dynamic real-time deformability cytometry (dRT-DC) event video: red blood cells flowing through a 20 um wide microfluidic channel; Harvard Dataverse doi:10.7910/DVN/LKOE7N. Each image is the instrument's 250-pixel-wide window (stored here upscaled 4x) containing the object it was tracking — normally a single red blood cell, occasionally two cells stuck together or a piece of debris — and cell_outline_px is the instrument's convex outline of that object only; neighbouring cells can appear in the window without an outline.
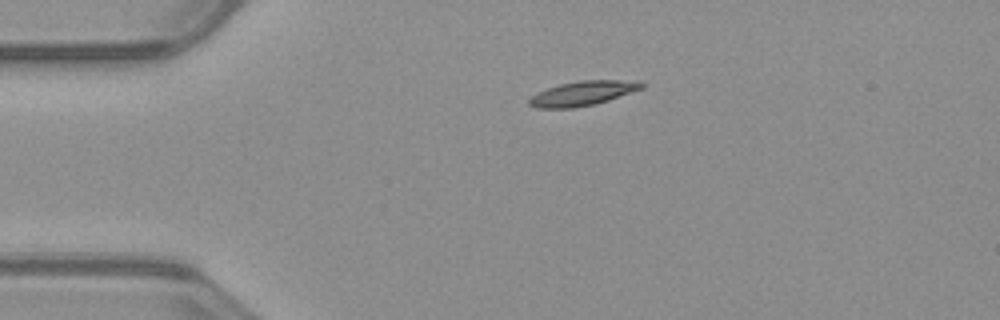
{"species": "common noctule bat (a hibernating species)", "species_latin": "Nyctalus noctula", "temperature_condition": "warm", "stored_images_in_passage": 42, "camera_frame_rate_fps": 3000, "um_per_image_px": 0.085, "animal": {"sex": "male", "body_mass_g": 23.1, "forearm_length_mm": 52.7}, "frame": {"image": 1, "passage_image": 1, "time_ms": 0.0, "image_size_px": [1000, 320], "cell_outline_px": [[644, 88], [596, 104], [572, 108], [536, 108], [528, 104], [528, 100], [536, 92], [560, 84], [580, 80], [640, 80], [644, 84]], "centroid_in_image_um": [49.55, 7.93], "position_along_channel_um": 35.5, "area_um2": 16.18}}
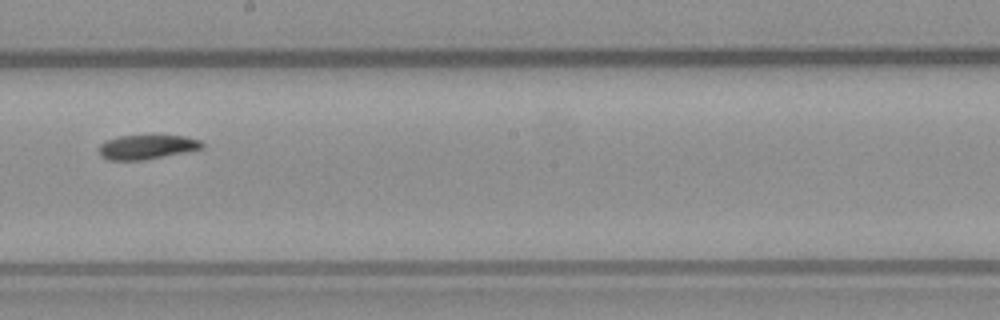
{"frame": {"image": 2, "passage_image": 19, "time_ms": 6.0, "image_size_px": [1000, 320], "cell_outline_px": [[204, 148], [144, 160], [108, 160], [100, 156], [100, 144], [104, 140], [120, 136], [184, 136], [200, 140], [204, 144]], "centroid_in_image_um": [12.47, 12.5], "position_along_channel_um": 235.7, "area_um2": 14.51}}
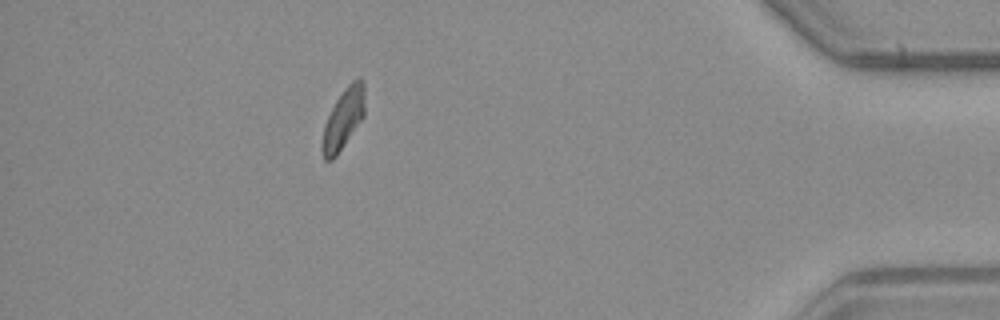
{"frame": {"image": 3, "passage_image": 36, "time_ms": 11.667, "image_size_px": [1000, 320], "cell_outline_px": [[364, 116], [336, 156], [332, 160], [324, 160], [320, 148], [320, 144], [324, 124], [336, 100], [344, 88], [356, 76], [360, 76], [364, 84]], "centroid_in_image_um": [29.16, 10.09], "position_along_channel_um": 406.0, "area_um2": 15.14}, "authors_computed_cell_mechanics": {"area_um2": 15.1436, "velocity_mm_per_s": 3.9669, "shape_relaxation_time_tau1_ms": null, "shape_relaxation_time_tau2_ms": 8.2752, "deformation_change_tau1": null, "deformation_change_tau2": 0.1444}}